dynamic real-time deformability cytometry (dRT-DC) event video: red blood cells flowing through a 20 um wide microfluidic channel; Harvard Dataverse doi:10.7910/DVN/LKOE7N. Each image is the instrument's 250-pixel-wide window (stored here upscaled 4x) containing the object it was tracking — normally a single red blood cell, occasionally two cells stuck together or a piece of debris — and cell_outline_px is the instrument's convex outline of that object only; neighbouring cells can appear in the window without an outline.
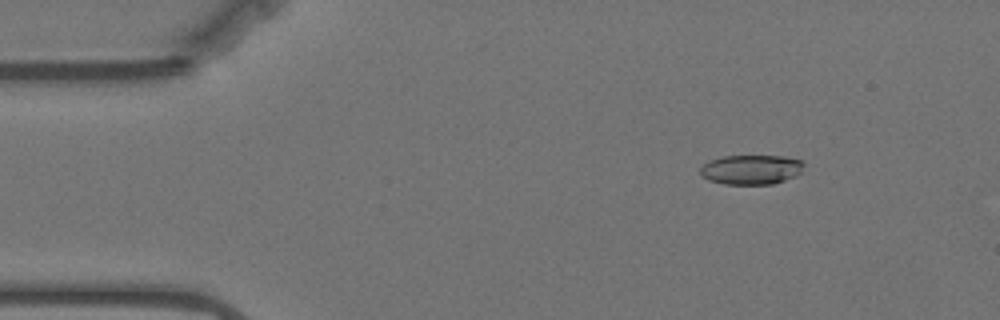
{"species": "Egyptian fruit bat (a non-hibernating species)", "species_latin": "Rousettus aegyptiacus", "temperature_condition": "warm", "stored_images_in_passage": 14, "camera_frame_rate_fps": 3000, "um_per_image_px": 0.085, "animal": {"sex": "female"}, "frame": {"image": 1, "passage_image": 4, "time_ms": 1.0, "image_size_px": [1000, 320], "cell_outline_px": [[804, 164], [800, 172], [796, 176], [772, 184], [724, 184], [708, 180], [700, 176], [700, 168], [708, 160], [724, 156], [784, 156], [800, 160]], "centroid_in_image_um": [63.81, 14.41], "position_along_channel_um": 21.2, "area_um2": 17.92}}
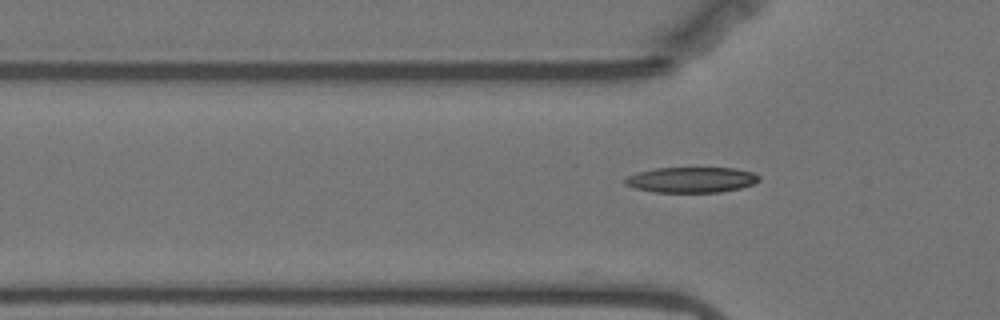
{"frame": {"image": 2, "passage_image": 14, "time_ms": 4.333, "image_size_px": [1000, 320], "cell_outline_px": [[760, 180], [752, 184], [740, 188], [720, 192], [656, 192], [636, 188], [624, 184], [624, 180], [628, 176], [636, 172], [656, 168], [736, 168], [752, 172], [760, 176]], "centroid_in_image_um": [58.77, 15.28], "position_along_channel_um": 67.0, "area_um2": 19.88}}